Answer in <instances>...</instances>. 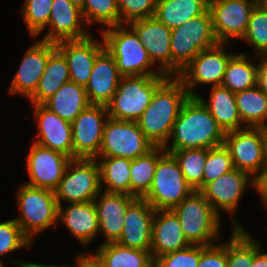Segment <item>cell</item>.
Listing matches in <instances>:
<instances>
[{"instance_id":"19","label":"cell","mask_w":267,"mask_h":267,"mask_svg":"<svg viewBox=\"0 0 267 267\" xmlns=\"http://www.w3.org/2000/svg\"><path fill=\"white\" fill-rule=\"evenodd\" d=\"M155 209L144 199L136 198L128 207L117 243L130 248L151 251Z\"/></svg>"},{"instance_id":"48","label":"cell","mask_w":267,"mask_h":267,"mask_svg":"<svg viewBox=\"0 0 267 267\" xmlns=\"http://www.w3.org/2000/svg\"><path fill=\"white\" fill-rule=\"evenodd\" d=\"M254 189L259 193V197H261V201L263 203L262 206L267 209V168H265L255 179Z\"/></svg>"},{"instance_id":"4","label":"cell","mask_w":267,"mask_h":267,"mask_svg":"<svg viewBox=\"0 0 267 267\" xmlns=\"http://www.w3.org/2000/svg\"><path fill=\"white\" fill-rule=\"evenodd\" d=\"M171 210L177 215L183 233L191 245L216 244L221 235V215L200 191H193Z\"/></svg>"},{"instance_id":"5","label":"cell","mask_w":267,"mask_h":267,"mask_svg":"<svg viewBox=\"0 0 267 267\" xmlns=\"http://www.w3.org/2000/svg\"><path fill=\"white\" fill-rule=\"evenodd\" d=\"M217 43L209 9L204 14L189 19L181 26L172 29L171 76H178L199 52Z\"/></svg>"},{"instance_id":"33","label":"cell","mask_w":267,"mask_h":267,"mask_svg":"<svg viewBox=\"0 0 267 267\" xmlns=\"http://www.w3.org/2000/svg\"><path fill=\"white\" fill-rule=\"evenodd\" d=\"M251 55L236 53L230 57L227 69L224 73L222 86L236 93L257 85V71L259 63L254 64Z\"/></svg>"},{"instance_id":"26","label":"cell","mask_w":267,"mask_h":267,"mask_svg":"<svg viewBox=\"0 0 267 267\" xmlns=\"http://www.w3.org/2000/svg\"><path fill=\"white\" fill-rule=\"evenodd\" d=\"M57 221H62L83 246L90 244L99 234V223L94 201L69 203L66 208L58 205Z\"/></svg>"},{"instance_id":"36","label":"cell","mask_w":267,"mask_h":267,"mask_svg":"<svg viewBox=\"0 0 267 267\" xmlns=\"http://www.w3.org/2000/svg\"><path fill=\"white\" fill-rule=\"evenodd\" d=\"M233 231L226 241L227 267H251L253 262V237L232 217Z\"/></svg>"},{"instance_id":"30","label":"cell","mask_w":267,"mask_h":267,"mask_svg":"<svg viewBox=\"0 0 267 267\" xmlns=\"http://www.w3.org/2000/svg\"><path fill=\"white\" fill-rule=\"evenodd\" d=\"M208 9V0H158L154 17L172 30Z\"/></svg>"},{"instance_id":"23","label":"cell","mask_w":267,"mask_h":267,"mask_svg":"<svg viewBox=\"0 0 267 267\" xmlns=\"http://www.w3.org/2000/svg\"><path fill=\"white\" fill-rule=\"evenodd\" d=\"M34 119L38 123L35 143L62 152L73 159V139L71 123L60 118L43 104H35Z\"/></svg>"},{"instance_id":"45","label":"cell","mask_w":267,"mask_h":267,"mask_svg":"<svg viewBox=\"0 0 267 267\" xmlns=\"http://www.w3.org/2000/svg\"><path fill=\"white\" fill-rule=\"evenodd\" d=\"M197 267H227L226 242L202 246V253Z\"/></svg>"},{"instance_id":"14","label":"cell","mask_w":267,"mask_h":267,"mask_svg":"<svg viewBox=\"0 0 267 267\" xmlns=\"http://www.w3.org/2000/svg\"><path fill=\"white\" fill-rule=\"evenodd\" d=\"M255 0H217L209 2L213 31L218 43L242 39L248 27Z\"/></svg>"},{"instance_id":"2","label":"cell","mask_w":267,"mask_h":267,"mask_svg":"<svg viewBox=\"0 0 267 267\" xmlns=\"http://www.w3.org/2000/svg\"><path fill=\"white\" fill-rule=\"evenodd\" d=\"M225 132L197 96H189L173 125L165 151L210 149L224 144Z\"/></svg>"},{"instance_id":"50","label":"cell","mask_w":267,"mask_h":267,"mask_svg":"<svg viewBox=\"0 0 267 267\" xmlns=\"http://www.w3.org/2000/svg\"><path fill=\"white\" fill-rule=\"evenodd\" d=\"M9 260H11L12 261V264H15L16 265V267L18 266V267H80V265H79V262H78V259H76V264H74V265H45V264H39V263H33V262H23V261H21V260H18V259H9Z\"/></svg>"},{"instance_id":"35","label":"cell","mask_w":267,"mask_h":267,"mask_svg":"<svg viewBox=\"0 0 267 267\" xmlns=\"http://www.w3.org/2000/svg\"><path fill=\"white\" fill-rule=\"evenodd\" d=\"M165 153L163 147H154L147 154L131 162V196L144 198L151 187L158 159Z\"/></svg>"},{"instance_id":"25","label":"cell","mask_w":267,"mask_h":267,"mask_svg":"<svg viewBox=\"0 0 267 267\" xmlns=\"http://www.w3.org/2000/svg\"><path fill=\"white\" fill-rule=\"evenodd\" d=\"M190 245L177 215L171 209L155 210L151 239V254L154 261L162 255Z\"/></svg>"},{"instance_id":"12","label":"cell","mask_w":267,"mask_h":267,"mask_svg":"<svg viewBox=\"0 0 267 267\" xmlns=\"http://www.w3.org/2000/svg\"><path fill=\"white\" fill-rule=\"evenodd\" d=\"M228 43H217L215 46L199 52L195 58L177 76L184 84L189 96H197L194 87L198 84L212 86L222 85L229 59L234 54L226 50Z\"/></svg>"},{"instance_id":"53","label":"cell","mask_w":267,"mask_h":267,"mask_svg":"<svg viewBox=\"0 0 267 267\" xmlns=\"http://www.w3.org/2000/svg\"><path fill=\"white\" fill-rule=\"evenodd\" d=\"M73 5L77 6L79 9H82L85 4V0H69Z\"/></svg>"},{"instance_id":"16","label":"cell","mask_w":267,"mask_h":267,"mask_svg":"<svg viewBox=\"0 0 267 267\" xmlns=\"http://www.w3.org/2000/svg\"><path fill=\"white\" fill-rule=\"evenodd\" d=\"M248 185L255 188V179L234 168L208 183L200 192L219 215L222 210L233 215Z\"/></svg>"},{"instance_id":"38","label":"cell","mask_w":267,"mask_h":267,"mask_svg":"<svg viewBox=\"0 0 267 267\" xmlns=\"http://www.w3.org/2000/svg\"><path fill=\"white\" fill-rule=\"evenodd\" d=\"M86 25L92 22L102 24L106 28L120 25V13L117 0H85L81 9Z\"/></svg>"},{"instance_id":"7","label":"cell","mask_w":267,"mask_h":267,"mask_svg":"<svg viewBox=\"0 0 267 267\" xmlns=\"http://www.w3.org/2000/svg\"><path fill=\"white\" fill-rule=\"evenodd\" d=\"M20 215L15 218L23 234L33 243L37 233L58 224L54 191L22 184L16 192Z\"/></svg>"},{"instance_id":"34","label":"cell","mask_w":267,"mask_h":267,"mask_svg":"<svg viewBox=\"0 0 267 267\" xmlns=\"http://www.w3.org/2000/svg\"><path fill=\"white\" fill-rule=\"evenodd\" d=\"M236 105L246 127L267 126V96L255 87L235 93Z\"/></svg>"},{"instance_id":"39","label":"cell","mask_w":267,"mask_h":267,"mask_svg":"<svg viewBox=\"0 0 267 267\" xmlns=\"http://www.w3.org/2000/svg\"><path fill=\"white\" fill-rule=\"evenodd\" d=\"M255 49L254 59L267 57V11L255 5L253 8L246 33L243 38Z\"/></svg>"},{"instance_id":"29","label":"cell","mask_w":267,"mask_h":267,"mask_svg":"<svg viewBox=\"0 0 267 267\" xmlns=\"http://www.w3.org/2000/svg\"><path fill=\"white\" fill-rule=\"evenodd\" d=\"M91 103L84 86L69 81L43 105L63 120L72 123Z\"/></svg>"},{"instance_id":"37","label":"cell","mask_w":267,"mask_h":267,"mask_svg":"<svg viewBox=\"0 0 267 267\" xmlns=\"http://www.w3.org/2000/svg\"><path fill=\"white\" fill-rule=\"evenodd\" d=\"M171 153L177 160L184 178L194 191L203 189V175L208 149H184L165 151Z\"/></svg>"},{"instance_id":"22","label":"cell","mask_w":267,"mask_h":267,"mask_svg":"<svg viewBox=\"0 0 267 267\" xmlns=\"http://www.w3.org/2000/svg\"><path fill=\"white\" fill-rule=\"evenodd\" d=\"M135 199L136 197L128 194L104 190L95 197L99 233L105 237L101 244L118 241L123 230L125 213Z\"/></svg>"},{"instance_id":"24","label":"cell","mask_w":267,"mask_h":267,"mask_svg":"<svg viewBox=\"0 0 267 267\" xmlns=\"http://www.w3.org/2000/svg\"><path fill=\"white\" fill-rule=\"evenodd\" d=\"M121 75L114 57L105 48L96 58L84 87L91 104L106 106L116 93Z\"/></svg>"},{"instance_id":"52","label":"cell","mask_w":267,"mask_h":267,"mask_svg":"<svg viewBox=\"0 0 267 267\" xmlns=\"http://www.w3.org/2000/svg\"><path fill=\"white\" fill-rule=\"evenodd\" d=\"M256 6L267 11V0H255Z\"/></svg>"},{"instance_id":"3","label":"cell","mask_w":267,"mask_h":267,"mask_svg":"<svg viewBox=\"0 0 267 267\" xmlns=\"http://www.w3.org/2000/svg\"><path fill=\"white\" fill-rule=\"evenodd\" d=\"M105 48L114 57L121 76H168L163 74L150 60L147 50L136 32L121 24L101 29Z\"/></svg>"},{"instance_id":"28","label":"cell","mask_w":267,"mask_h":267,"mask_svg":"<svg viewBox=\"0 0 267 267\" xmlns=\"http://www.w3.org/2000/svg\"><path fill=\"white\" fill-rule=\"evenodd\" d=\"M70 81L68 62L63 53L56 48L49 56L45 70L36 91L28 98L35 104H43L53 96L63 84Z\"/></svg>"},{"instance_id":"32","label":"cell","mask_w":267,"mask_h":267,"mask_svg":"<svg viewBox=\"0 0 267 267\" xmlns=\"http://www.w3.org/2000/svg\"><path fill=\"white\" fill-rule=\"evenodd\" d=\"M96 254L107 267H154L151 251L125 247L117 242L101 244Z\"/></svg>"},{"instance_id":"51","label":"cell","mask_w":267,"mask_h":267,"mask_svg":"<svg viewBox=\"0 0 267 267\" xmlns=\"http://www.w3.org/2000/svg\"><path fill=\"white\" fill-rule=\"evenodd\" d=\"M263 133H264L265 162L267 168V126L263 127Z\"/></svg>"},{"instance_id":"17","label":"cell","mask_w":267,"mask_h":267,"mask_svg":"<svg viewBox=\"0 0 267 267\" xmlns=\"http://www.w3.org/2000/svg\"><path fill=\"white\" fill-rule=\"evenodd\" d=\"M25 52L19 68L8 88L10 94H21L27 99L36 91L55 43L36 40Z\"/></svg>"},{"instance_id":"8","label":"cell","mask_w":267,"mask_h":267,"mask_svg":"<svg viewBox=\"0 0 267 267\" xmlns=\"http://www.w3.org/2000/svg\"><path fill=\"white\" fill-rule=\"evenodd\" d=\"M194 190L187 183L177 160L165 152L157 162L154 178L144 199L155 210L173 209Z\"/></svg>"},{"instance_id":"9","label":"cell","mask_w":267,"mask_h":267,"mask_svg":"<svg viewBox=\"0 0 267 267\" xmlns=\"http://www.w3.org/2000/svg\"><path fill=\"white\" fill-rule=\"evenodd\" d=\"M101 191L100 168L97 159L75 158L54 190L58 205L94 201Z\"/></svg>"},{"instance_id":"27","label":"cell","mask_w":267,"mask_h":267,"mask_svg":"<svg viewBox=\"0 0 267 267\" xmlns=\"http://www.w3.org/2000/svg\"><path fill=\"white\" fill-rule=\"evenodd\" d=\"M211 87L208 101L201 95H197V97L223 131L226 133L245 128L246 126L242 123L238 113L235 93L222 85Z\"/></svg>"},{"instance_id":"15","label":"cell","mask_w":267,"mask_h":267,"mask_svg":"<svg viewBox=\"0 0 267 267\" xmlns=\"http://www.w3.org/2000/svg\"><path fill=\"white\" fill-rule=\"evenodd\" d=\"M71 159L62 152L33 142L26 160L29 180L25 184L54 191Z\"/></svg>"},{"instance_id":"47","label":"cell","mask_w":267,"mask_h":267,"mask_svg":"<svg viewBox=\"0 0 267 267\" xmlns=\"http://www.w3.org/2000/svg\"><path fill=\"white\" fill-rule=\"evenodd\" d=\"M258 60L257 86L267 96V57H259Z\"/></svg>"},{"instance_id":"20","label":"cell","mask_w":267,"mask_h":267,"mask_svg":"<svg viewBox=\"0 0 267 267\" xmlns=\"http://www.w3.org/2000/svg\"><path fill=\"white\" fill-rule=\"evenodd\" d=\"M83 24L86 22L81 9L69 0H53L49 22L43 30L47 27L50 29L40 40L56 44L86 38L90 34L85 31Z\"/></svg>"},{"instance_id":"40","label":"cell","mask_w":267,"mask_h":267,"mask_svg":"<svg viewBox=\"0 0 267 267\" xmlns=\"http://www.w3.org/2000/svg\"><path fill=\"white\" fill-rule=\"evenodd\" d=\"M53 0H25L21 13L31 37H38L48 25Z\"/></svg>"},{"instance_id":"42","label":"cell","mask_w":267,"mask_h":267,"mask_svg":"<svg viewBox=\"0 0 267 267\" xmlns=\"http://www.w3.org/2000/svg\"><path fill=\"white\" fill-rule=\"evenodd\" d=\"M32 244L15 219L0 222V256L18 251L23 247H31Z\"/></svg>"},{"instance_id":"11","label":"cell","mask_w":267,"mask_h":267,"mask_svg":"<svg viewBox=\"0 0 267 267\" xmlns=\"http://www.w3.org/2000/svg\"><path fill=\"white\" fill-rule=\"evenodd\" d=\"M224 146L233 167L256 179L266 168L263 127H245L226 132Z\"/></svg>"},{"instance_id":"6","label":"cell","mask_w":267,"mask_h":267,"mask_svg":"<svg viewBox=\"0 0 267 267\" xmlns=\"http://www.w3.org/2000/svg\"><path fill=\"white\" fill-rule=\"evenodd\" d=\"M169 76H122L116 93L106 105L110 118L137 121L149 106L155 90Z\"/></svg>"},{"instance_id":"49","label":"cell","mask_w":267,"mask_h":267,"mask_svg":"<svg viewBox=\"0 0 267 267\" xmlns=\"http://www.w3.org/2000/svg\"><path fill=\"white\" fill-rule=\"evenodd\" d=\"M260 242L253 238V262L251 267H267V253L262 252Z\"/></svg>"},{"instance_id":"18","label":"cell","mask_w":267,"mask_h":267,"mask_svg":"<svg viewBox=\"0 0 267 267\" xmlns=\"http://www.w3.org/2000/svg\"><path fill=\"white\" fill-rule=\"evenodd\" d=\"M145 46L148 56L158 69L171 76V29L154 16L132 21L128 24ZM160 64V65H159Z\"/></svg>"},{"instance_id":"46","label":"cell","mask_w":267,"mask_h":267,"mask_svg":"<svg viewBox=\"0 0 267 267\" xmlns=\"http://www.w3.org/2000/svg\"><path fill=\"white\" fill-rule=\"evenodd\" d=\"M80 267H107L103 260L95 253L79 254L76 256Z\"/></svg>"},{"instance_id":"41","label":"cell","mask_w":267,"mask_h":267,"mask_svg":"<svg viewBox=\"0 0 267 267\" xmlns=\"http://www.w3.org/2000/svg\"><path fill=\"white\" fill-rule=\"evenodd\" d=\"M232 158L229 150L223 145L208 149L205 161L203 188L221 175L233 170Z\"/></svg>"},{"instance_id":"1","label":"cell","mask_w":267,"mask_h":267,"mask_svg":"<svg viewBox=\"0 0 267 267\" xmlns=\"http://www.w3.org/2000/svg\"><path fill=\"white\" fill-rule=\"evenodd\" d=\"M188 98V91L177 76H169L155 90L149 106L136 121L154 147H169L173 125Z\"/></svg>"},{"instance_id":"43","label":"cell","mask_w":267,"mask_h":267,"mask_svg":"<svg viewBox=\"0 0 267 267\" xmlns=\"http://www.w3.org/2000/svg\"><path fill=\"white\" fill-rule=\"evenodd\" d=\"M158 0H117L120 25L153 17Z\"/></svg>"},{"instance_id":"13","label":"cell","mask_w":267,"mask_h":267,"mask_svg":"<svg viewBox=\"0 0 267 267\" xmlns=\"http://www.w3.org/2000/svg\"><path fill=\"white\" fill-rule=\"evenodd\" d=\"M108 118L106 106L90 104L71 123L73 159H95L99 155Z\"/></svg>"},{"instance_id":"31","label":"cell","mask_w":267,"mask_h":267,"mask_svg":"<svg viewBox=\"0 0 267 267\" xmlns=\"http://www.w3.org/2000/svg\"><path fill=\"white\" fill-rule=\"evenodd\" d=\"M95 159L100 168L101 190L131 195L132 160L122 157H96Z\"/></svg>"},{"instance_id":"44","label":"cell","mask_w":267,"mask_h":267,"mask_svg":"<svg viewBox=\"0 0 267 267\" xmlns=\"http://www.w3.org/2000/svg\"><path fill=\"white\" fill-rule=\"evenodd\" d=\"M201 253V245H190L158 257L154 267H197Z\"/></svg>"},{"instance_id":"10","label":"cell","mask_w":267,"mask_h":267,"mask_svg":"<svg viewBox=\"0 0 267 267\" xmlns=\"http://www.w3.org/2000/svg\"><path fill=\"white\" fill-rule=\"evenodd\" d=\"M154 148L136 121L108 118L97 157H122L131 160L147 154Z\"/></svg>"},{"instance_id":"54","label":"cell","mask_w":267,"mask_h":267,"mask_svg":"<svg viewBox=\"0 0 267 267\" xmlns=\"http://www.w3.org/2000/svg\"><path fill=\"white\" fill-rule=\"evenodd\" d=\"M0 267H6V266L2 263L1 260H0Z\"/></svg>"},{"instance_id":"21","label":"cell","mask_w":267,"mask_h":267,"mask_svg":"<svg viewBox=\"0 0 267 267\" xmlns=\"http://www.w3.org/2000/svg\"><path fill=\"white\" fill-rule=\"evenodd\" d=\"M102 44L89 35L79 40H66L56 43V47L63 53L69 68L70 81L86 86L97 56L105 49Z\"/></svg>"}]
</instances>
